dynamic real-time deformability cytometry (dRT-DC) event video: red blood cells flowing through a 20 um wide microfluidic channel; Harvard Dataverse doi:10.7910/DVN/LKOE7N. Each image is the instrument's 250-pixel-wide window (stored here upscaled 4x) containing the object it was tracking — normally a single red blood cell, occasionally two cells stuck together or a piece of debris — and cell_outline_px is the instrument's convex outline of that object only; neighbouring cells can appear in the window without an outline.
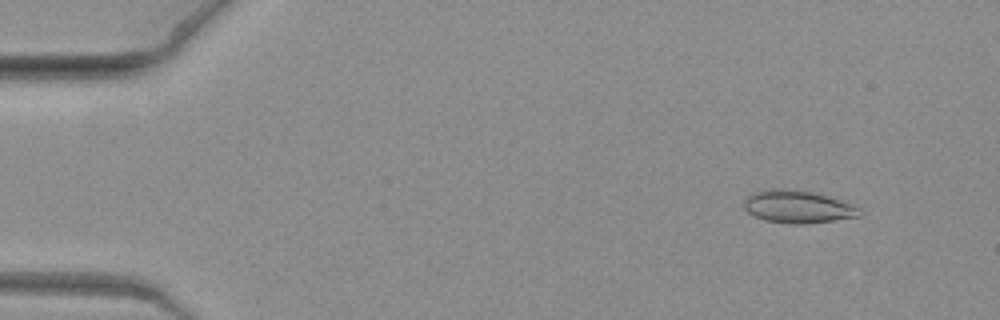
{"species": "common noctule bat (a hibernating species)", "species_latin": "Nyctalus noctula", "temperature_condition": "warm", "stored_images_in_passage": 8, "camera_frame_rate_fps": 3000, "um_per_image_px": 0.085, "animal": {"sex": "female", "body_mass_g": 19.3, "forearm_length_mm": 54.1}, "frame": {"image": 1, "passage_image": 3, "time_ms": 0.667, "image_size_px": [1000, 320], "cell_outline_px": [[860, 216], [804, 224], [788, 224], [764, 220], [748, 212], [744, 208], [744, 200], [752, 192], [772, 188], [780, 188], [816, 192], [840, 200], [860, 208]], "centroid_in_image_um": [67.78, 17.56], "position_along_channel_um": 17.2, "area_um2": 21.91}}